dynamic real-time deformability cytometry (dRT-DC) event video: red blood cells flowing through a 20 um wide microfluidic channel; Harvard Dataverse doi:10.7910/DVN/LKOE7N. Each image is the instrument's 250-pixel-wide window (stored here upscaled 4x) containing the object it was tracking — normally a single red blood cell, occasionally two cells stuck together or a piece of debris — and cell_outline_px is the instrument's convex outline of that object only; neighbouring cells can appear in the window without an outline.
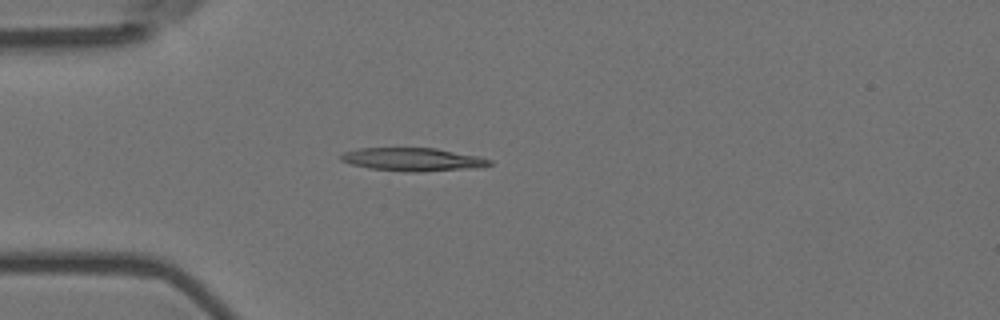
{"species": "Egyptian fruit bat (a non-hibernating species)", "species_latin": "Rousettus aegyptiacus", "temperature_condition": "room temperature", "stored_images_in_passage": 5, "camera_frame_rate_fps": 3000, "um_per_image_px": 0.085, "animal": {"sex": "female"}, "frame": {"image": 1, "passage_image": 5, "time_ms": 1.333, "image_size_px": [1000, 320], "cell_outline_px": [[492, 164], [480, 168], [420, 172], [408, 172], [368, 168], [352, 164], [340, 160], [340, 156], [344, 152], [360, 148], [436, 148], [480, 156], [492, 160]], "centroid_in_image_um": [35.15, 13.56], "position_along_channel_um": 49.8, "area_um2": 20.29}}